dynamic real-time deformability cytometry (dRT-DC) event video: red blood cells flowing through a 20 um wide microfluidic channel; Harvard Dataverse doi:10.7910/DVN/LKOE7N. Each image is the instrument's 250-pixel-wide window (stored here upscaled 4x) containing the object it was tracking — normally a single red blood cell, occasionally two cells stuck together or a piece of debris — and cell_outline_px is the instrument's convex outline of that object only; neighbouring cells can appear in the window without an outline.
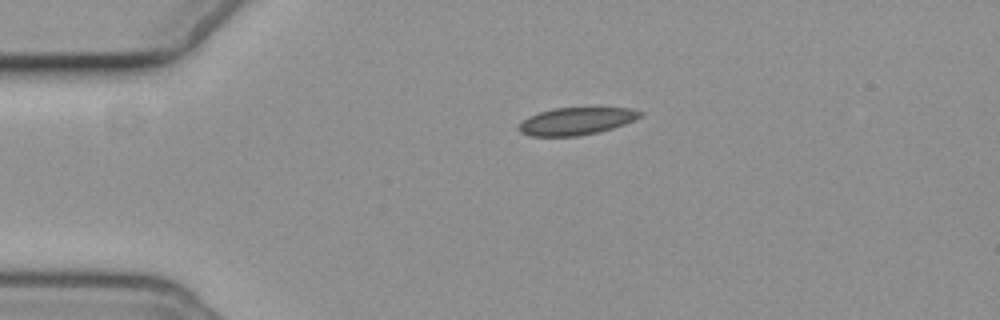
{"species": "common noctule bat (a hibernating species)", "species_latin": "Nyctalus noctula", "temperature_condition": "cold", "stored_images_in_passage": 1, "camera_frame_rate_fps": 3000, "um_per_image_px": 0.085, "animal": {"sex": "female", "body_mass_g": 19.3, "forearm_length_mm": 54.1}, "frame": {"image": 1, "passage_image": 1, "time_ms": 0.0, "image_size_px": [1000, 320], "cell_outline_px": [[644, 112], [640, 116], [624, 124], [612, 128], [580, 136], [528, 136], [520, 132], [520, 124], [528, 116], [552, 108], [632, 108]], "centroid_in_image_um": [48.97, 10.29], "position_along_channel_um": 36.0, "area_um2": 19.13}}